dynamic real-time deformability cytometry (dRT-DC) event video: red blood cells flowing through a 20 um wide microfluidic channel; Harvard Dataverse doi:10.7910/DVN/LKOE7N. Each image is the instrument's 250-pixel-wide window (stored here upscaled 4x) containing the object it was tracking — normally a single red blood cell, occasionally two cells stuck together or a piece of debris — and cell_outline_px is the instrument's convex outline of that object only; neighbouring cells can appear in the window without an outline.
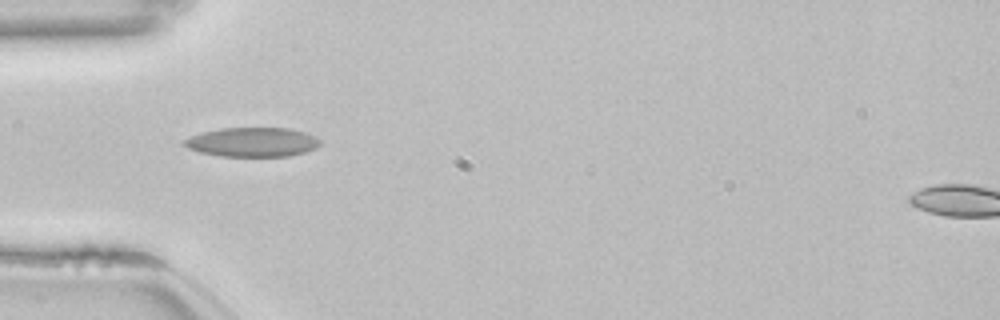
{"species": "common noctule bat (a hibernating species)", "species_latin": "Nyctalus noctula", "temperature_condition": "room temperature", "stored_images_in_passage": 51, "camera_frame_rate_fps": 3000, "um_per_image_px": 0.085, "animal": {"sex": "female", "body_mass_g": 22.7, "forearm_length_mm": 54.2}, "frame": {"image": 1, "passage_image": 15, "time_ms": 4.667, "image_size_px": [1000, 320], "cell_outline_px": [[320, 144], [316, 148], [304, 152], [288, 156], [220, 156], [200, 152], [188, 148], [184, 144], [184, 140], [192, 136], [204, 132], [220, 128], [292, 128], [316, 136], [320, 140]], "centroid_in_image_um": [21.49, 12.07], "position_along_channel_um": 63.5, "area_um2": 23.06}, "authors_computed_cell_mechanics": {"area_um2": 22.4842, "velocity_mm_per_s": 3.8524, "shape_relaxation_time_tau1_ms": 8.1476, "shape_relaxation_time_tau2_ms": 2.0792, "deformation_change_tau1": 0.1932, "deformation_change_tau2": 0.1081}}